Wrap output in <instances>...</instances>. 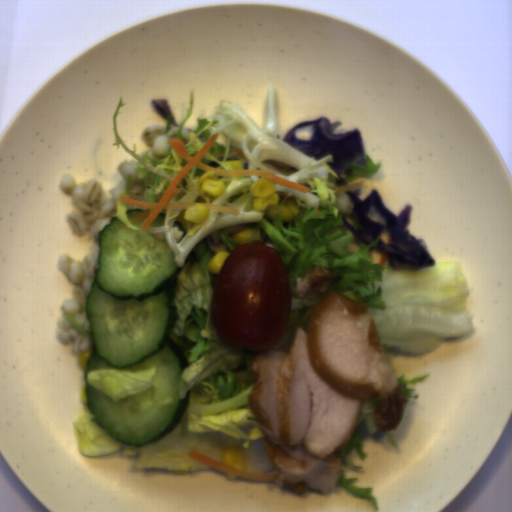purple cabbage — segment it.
Returning a JSON list of instances; mask_svg holds the SVG:
<instances>
[{"mask_svg": "<svg viewBox=\"0 0 512 512\" xmlns=\"http://www.w3.org/2000/svg\"><path fill=\"white\" fill-rule=\"evenodd\" d=\"M150 105L153 110L163 118L164 121L167 122L168 116L170 115V124L180 127V123H177V120L171 111L170 103L167 98H152L150 100Z\"/></svg>", "mask_w": 512, "mask_h": 512, "instance_id": "obj_3", "label": "purple cabbage"}, {"mask_svg": "<svg viewBox=\"0 0 512 512\" xmlns=\"http://www.w3.org/2000/svg\"><path fill=\"white\" fill-rule=\"evenodd\" d=\"M363 188L349 189L343 193L353 202L350 214L342 213L343 227L351 230L354 244L369 245L379 237L377 246L370 247L379 253L387 251L388 265L392 271L398 268L419 270L436 265L435 259L427 250L424 238H415L405 229L410 221L411 204H406L396 216L383 202L378 189L374 188L363 200L358 195Z\"/></svg>", "mask_w": 512, "mask_h": 512, "instance_id": "obj_1", "label": "purple cabbage"}, {"mask_svg": "<svg viewBox=\"0 0 512 512\" xmlns=\"http://www.w3.org/2000/svg\"><path fill=\"white\" fill-rule=\"evenodd\" d=\"M341 120L330 121L327 117L306 119L292 126L282 138L297 151L313 157L315 162L331 155L328 162L332 170L338 174L335 186H345L348 181L343 176H350L352 171L348 163L357 161L358 165H366L363 138L360 128L337 132Z\"/></svg>", "mask_w": 512, "mask_h": 512, "instance_id": "obj_2", "label": "purple cabbage"}]
</instances>
